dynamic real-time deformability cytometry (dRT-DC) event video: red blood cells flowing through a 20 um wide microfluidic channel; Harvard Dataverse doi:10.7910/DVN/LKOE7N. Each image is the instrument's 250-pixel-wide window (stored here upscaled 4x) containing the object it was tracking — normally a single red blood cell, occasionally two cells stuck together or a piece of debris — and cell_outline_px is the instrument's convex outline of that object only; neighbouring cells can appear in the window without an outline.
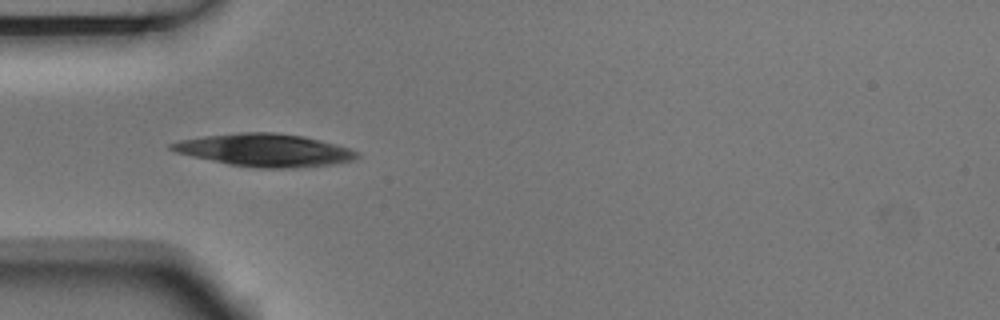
{"species": "Egyptian fruit bat (a non-hibernating species)", "species_latin": "Rousettus aegyptiacus", "temperature_condition": "room temperature", "stored_images_in_passage": 5, "camera_frame_rate_fps": 3000, "um_per_image_px": 0.085, "animal": {"sex": "male"}, "frame": {"image": 1, "passage_image": 5, "time_ms": 1.333, "image_size_px": [1000, 320], "cell_outline_px": [[360, 156], [352, 160], [328, 164], [296, 168], [260, 168], [228, 164], [192, 156], [176, 152], [168, 148], [168, 144], [180, 140], [204, 136], [240, 132], [276, 132], [304, 136], [336, 144], [360, 152]], "centroid_in_image_um": [22.49, 12.75], "position_along_channel_um": 62.5, "area_um2": 35.2}}